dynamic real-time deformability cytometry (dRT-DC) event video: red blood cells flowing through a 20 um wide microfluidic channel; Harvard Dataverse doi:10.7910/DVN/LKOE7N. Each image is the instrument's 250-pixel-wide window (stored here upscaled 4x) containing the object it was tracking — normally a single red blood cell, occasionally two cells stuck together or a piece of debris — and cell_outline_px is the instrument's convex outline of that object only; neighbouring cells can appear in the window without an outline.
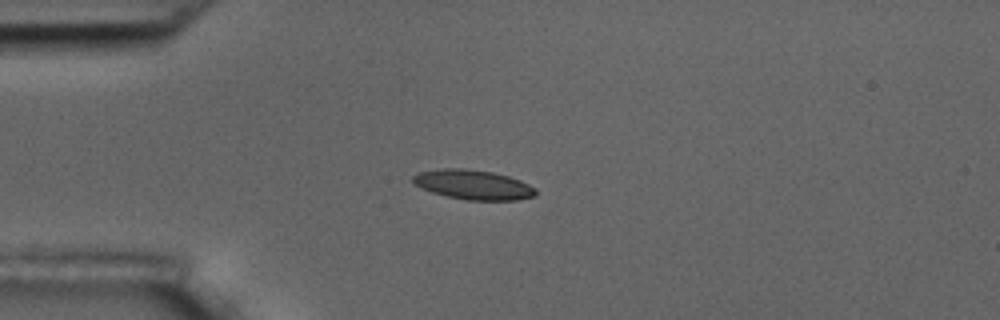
{"species": "common noctule bat (a hibernating species)", "species_latin": "Nyctalus noctula", "temperature_condition": "room temperature", "stored_images_in_passage": 6, "camera_frame_rate_fps": 3000, "um_per_image_px": 0.085, "animal": {"sex": "male", "body_mass_g": 17.5, "forearm_length_mm": 52.3}, "frame": {"image": 1, "passage_image": 3, "time_ms": 2.333, "image_size_px": [1000, 320], "cell_outline_px": [[536, 192], [532, 196], [516, 200], [468, 200], [448, 196], [432, 192], [412, 184], [412, 176], [420, 172], [440, 168], [464, 168], [492, 172], [508, 176], [520, 180], [536, 188]], "centroid_in_image_um": [40.19, 15.69], "position_along_channel_um": 44.8, "area_um2": 21.1}}